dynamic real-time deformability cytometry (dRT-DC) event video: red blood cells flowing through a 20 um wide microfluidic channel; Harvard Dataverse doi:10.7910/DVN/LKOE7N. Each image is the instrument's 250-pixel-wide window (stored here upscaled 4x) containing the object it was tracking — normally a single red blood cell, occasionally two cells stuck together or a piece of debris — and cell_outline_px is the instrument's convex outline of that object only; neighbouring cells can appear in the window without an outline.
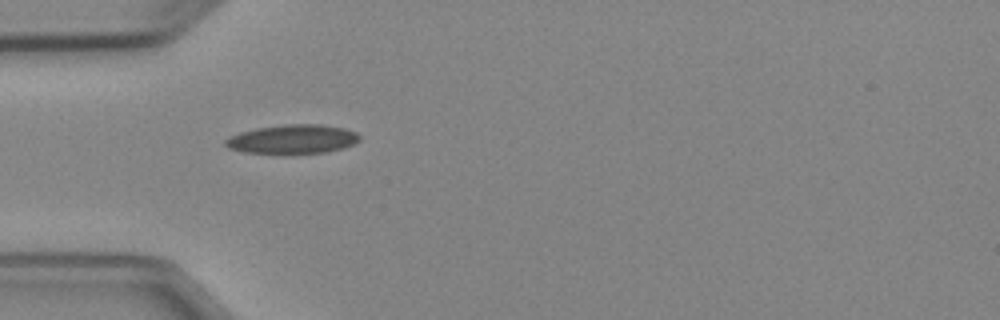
{"species": "Egyptian fruit bat (a non-hibernating species)", "species_latin": "Rousettus aegyptiacus", "temperature_condition": "cold", "stored_images_in_passage": 5, "camera_frame_rate_fps": 3000, "um_per_image_px": 0.085, "animal": {"sex": "female"}, "frame": {"image": 1, "passage_image": 4, "time_ms": 4.333, "image_size_px": [1000, 320], "cell_outline_px": [[360, 140], [344, 148], [324, 152], [284, 156], [244, 152], [228, 148], [224, 144], [224, 140], [228, 136], [240, 132], [256, 128], [284, 124], [324, 124], [344, 128], [356, 132], [360, 136]], "centroid_in_image_um": [24.83, 11.86], "position_along_channel_um": 60.2, "area_um2": 23.58}}
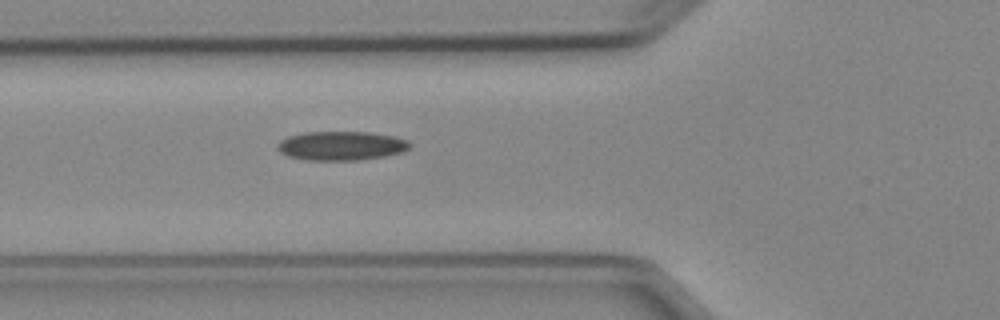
{"frame": {"image": 2, "passage_image": 5, "time_ms": 5.333, "image_size_px": [1000, 320], "cell_outline_px": [[412, 144], [404, 152], [384, 156], [360, 160], [304, 160], [288, 156], [280, 152], [276, 148], [276, 144], [280, 140], [288, 136], [304, 132], [368, 132], [392, 136], [408, 140]], "centroid_in_image_um": [28.98, 12.39], "position_along_channel_um": 96.8, "area_um2": 22.54}}